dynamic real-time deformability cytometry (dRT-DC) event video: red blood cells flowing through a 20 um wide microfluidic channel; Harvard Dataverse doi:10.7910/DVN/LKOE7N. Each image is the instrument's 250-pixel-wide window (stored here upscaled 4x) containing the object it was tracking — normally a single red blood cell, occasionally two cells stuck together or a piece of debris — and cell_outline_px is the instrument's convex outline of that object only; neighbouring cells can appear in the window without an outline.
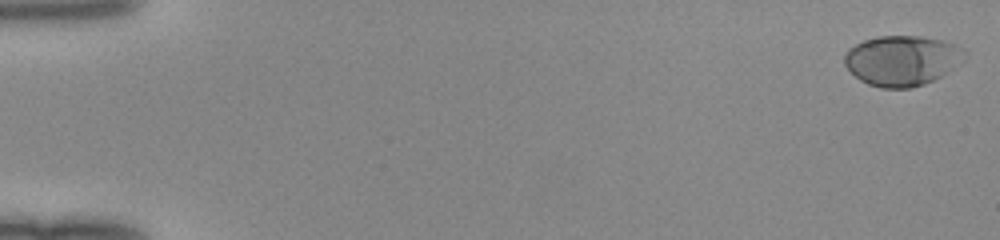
{"species": "human", "species_latin": "Homo sapiens", "temperature_condition": "room temperature", "stored_images_in_passage": 50, "camera_frame_rate_fps": 3000, "um_per_image_px": 0.085, "donor": {"sex": "female"}, "frame": {"image": 1, "passage_image": 1, "time_ms": 0.0, "image_size_px": [1000, 240], "cell_outline_px": [[968, 52], [964, 60], [940, 76], [924, 84], [912, 88], [880, 88], [868, 84], [860, 80], [844, 64], [844, 56], [848, 48], [864, 40], [876, 36], [920, 36], [944, 40], [964, 48]], "centroid_in_image_um": [76.68, 5.13], "position_along_channel_um": 8.3, "area_um2": 35.26}}
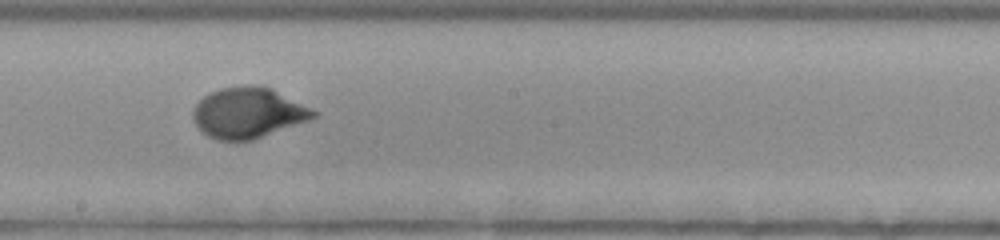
{"frame": {"image": 2, "passage_image": 29, "time_ms": 9.333, "image_size_px": [1000, 240], "cell_outline_px": [[320, 116], [252, 140], [216, 140], [208, 136], [196, 124], [192, 116], [192, 112], [196, 104], [204, 96], [220, 88], [272, 88], [320, 112]], "centroid_in_image_um": [21.13, 9.62], "position_along_channel_um": 227.1, "area_um2": 34.74}}
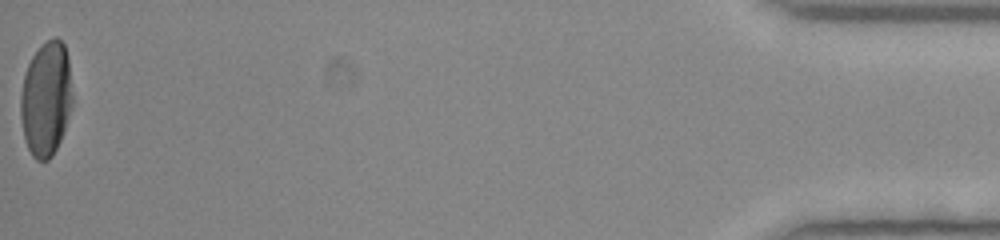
{"frame": {"image": 3, "passage_image": 50, "time_ms": 16.333, "image_size_px": [1000, 240], "cell_outline_px": [[72, 108], [64, 132], [52, 156], [48, 160], [36, 160], [32, 156], [24, 140], [20, 116], [20, 96], [24, 76], [28, 64], [32, 56], [48, 40], [56, 36], [64, 44], [68, 56], [72, 96]], "centroid_in_image_um": [3.91, 8.43], "position_along_channel_um": 431.3, "area_um2": 34.74}}